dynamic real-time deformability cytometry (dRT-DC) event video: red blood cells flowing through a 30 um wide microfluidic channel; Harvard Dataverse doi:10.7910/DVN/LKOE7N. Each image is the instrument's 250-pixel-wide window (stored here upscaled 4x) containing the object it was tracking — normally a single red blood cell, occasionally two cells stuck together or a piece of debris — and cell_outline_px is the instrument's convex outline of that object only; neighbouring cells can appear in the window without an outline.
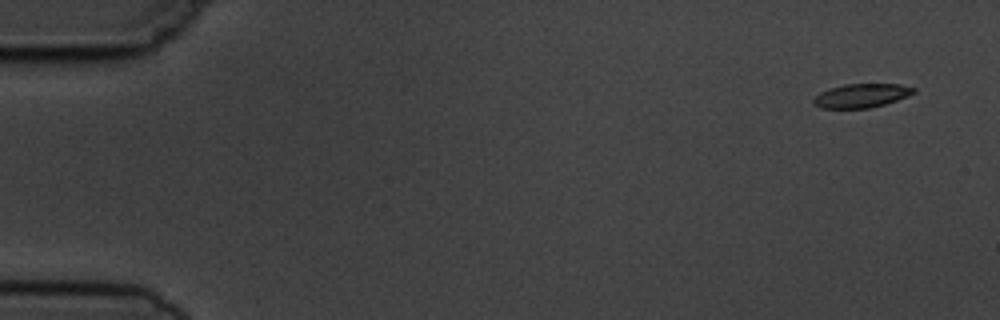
{"species": "common noctule bat (a hibernating species)", "species_latin": "Nyctalus noctula", "temperature_condition": "cold", "stored_images_in_passage": 4, "camera_frame_rate_fps": 3000, "um_per_image_px": 0.085, "animal": {"sex": "male", "body_mass_g": 19.5, "forearm_length_mm": 54.6}, "frame": {"image": 1, "passage_image": 1, "time_ms": 0.0, "image_size_px": [1000, 320], "cell_outline_px": [[916, 92], [908, 96], [884, 104], [868, 108], [820, 108], [812, 104], [812, 100], [820, 92], [844, 84], [900, 84], [916, 88]], "centroid_in_image_um": [73.22, 8.13], "position_along_channel_um": 11.8, "area_um2": 13.87}}
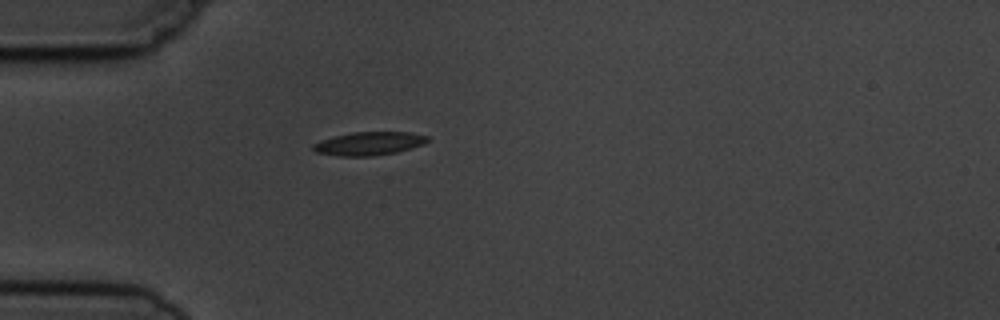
{"frame": {"image": 2, "passage_image": 4, "time_ms": 4.333, "image_size_px": [1000, 320], "cell_outline_px": [[428, 140], [424, 144], [412, 148], [396, 152], [372, 156], [340, 156], [316, 152], [312, 148], [312, 144], [320, 140], [332, 136], [352, 132], [408, 132], [428, 136]], "centroid_in_image_um": [31.34, 12.19], "position_along_channel_um": 53.7, "area_um2": 15.61}}